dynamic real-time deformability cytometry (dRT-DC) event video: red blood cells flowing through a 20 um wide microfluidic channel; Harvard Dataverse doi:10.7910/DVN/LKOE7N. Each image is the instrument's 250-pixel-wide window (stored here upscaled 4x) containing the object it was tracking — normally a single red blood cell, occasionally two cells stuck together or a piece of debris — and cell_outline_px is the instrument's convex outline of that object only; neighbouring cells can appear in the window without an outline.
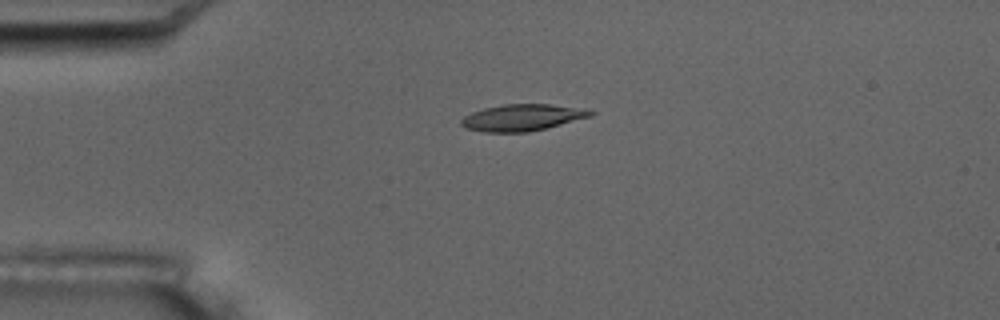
{"species": "common noctule bat (a hibernating species)", "species_latin": "Nyctalus noctula", "temperature_condition": "room temperature", "stored_images_in_passage": 7, "camera_frame_rate_fps": 3000, "um_per_image_px": 0.085, "animal": {"sex": "male", "body_mass_g": 17.5, "forearm_length_mm": 52.3}, "frame": {"image": 1, "passage_image": 5, "time_ms": 4.333, "image_size_px": [1000, 320], "cell_outline_px": [[596, 112], [592, 116], [528, 132], [484, 132], [464, 128], [460, 124], [460, 120], [464, 116], [472, 112], [484, 108], [504, 104], [548, 104], [592, 108]], "centroid_in_image_um": [44.43, 9.98], "position_along_channel_um": 40.6, "area_um2": 20.23}}